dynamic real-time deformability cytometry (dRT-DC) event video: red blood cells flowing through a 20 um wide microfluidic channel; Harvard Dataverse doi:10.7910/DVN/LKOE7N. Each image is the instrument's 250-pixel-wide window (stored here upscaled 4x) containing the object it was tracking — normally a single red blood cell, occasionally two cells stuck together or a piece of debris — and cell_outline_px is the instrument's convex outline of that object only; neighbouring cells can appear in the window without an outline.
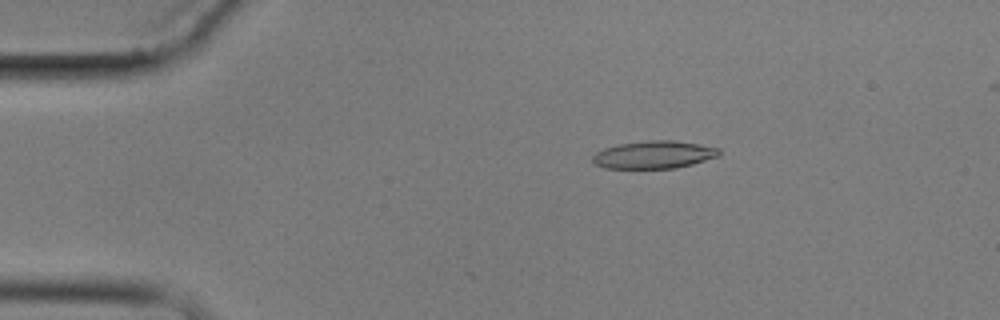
{"species": "common noctule bat (a hibernating species)", "species_latin": "Nyctalus noctula", "temperature_condition": "cold", "stored_images_in_passage": 5, "camera_frame_rate_fps": 3000, "um_per_image_px": 0.085, "animal": {"sex": "male", "body_mass_g": 17.9}, "frame": {"image": 1, "passage_image": 2, "time_ms": 1.333, "image_size_px": [1000, 320], "cell_outline_px": [[720, 156], [692, 164], [676, 168], [604, 168], [596, 164], [592, 160], [592, 156], [596, 152], [604, 148], [620, 144], [648, 140], [672, 140], [700, 144], [720, 148]], "centroid_in_image_um": [55.61, 13.15], "position_along_channel_um": 29.4, "area_um2": 20.4}}
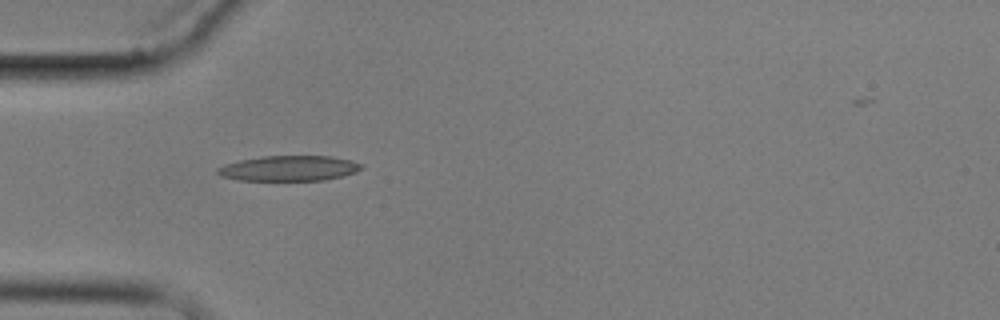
{"frame": {"image": 2, "passage_image": 4, "time_ms": 3.667, "image_size_px": [1000, 320], "cell_outline_px": [[364, 168], [356, 172], [324, 180], [240, 180], [220, 176], [216, 172], [216, 168], [224, 164], [240, 160], [260, 156], [332, 156], [364, 164]], "centroid_in_image_um": [24.55, 14.3], "position_along_channel_um": 60.5, "area_um2": 21.21}}
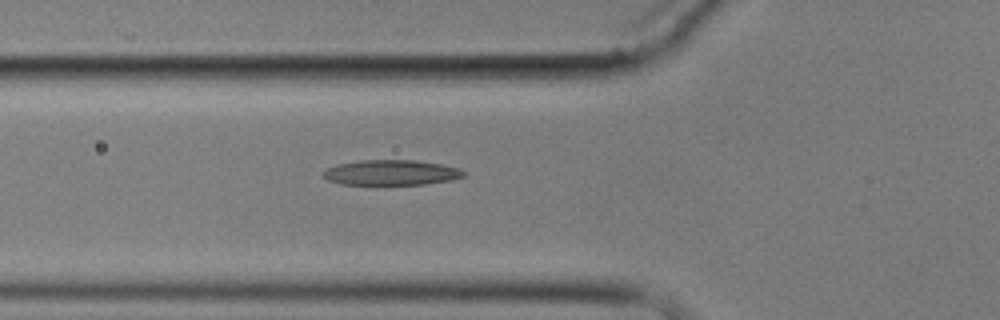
{"frame": {"image": 3, "passage_image": 5, "time_ms": 4.667, "image_size_px": [1000, 320], "cell_outline_px": [[464, 176], [452, 180], [424, 184], [340, 184], [328, 180], [320, 172], [336, 164], [360, 160], [416, 160], [440, 164], [460, 168], [464, 172]], "centroid_in_image_um": [33.23, 14.66], "position_along_channel_um": 92.6, "area_um2": 20.63}}